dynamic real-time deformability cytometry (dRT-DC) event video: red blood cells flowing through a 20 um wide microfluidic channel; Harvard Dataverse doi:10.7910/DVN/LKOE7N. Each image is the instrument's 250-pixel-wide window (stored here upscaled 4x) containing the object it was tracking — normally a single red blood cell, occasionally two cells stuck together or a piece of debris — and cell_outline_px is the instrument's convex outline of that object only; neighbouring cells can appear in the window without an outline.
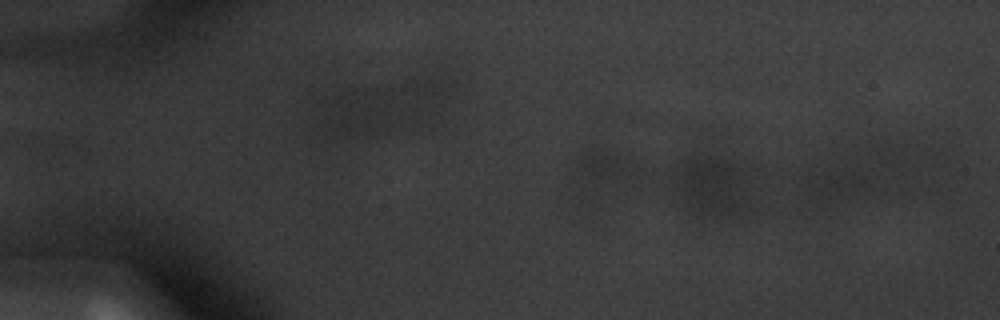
{"species": "common noctule bat (a hibernating species)", "species_latin": "Nyctalus noctula", "temperature_condition": "warm", "stored_images_in_passage": 2, "segment_of_instrument_passage": [2, 2], "camera_frame_rate_fps": 3000, "um_per_image_px": 0.085, "animal": {"sex": "male", "body_mass_g": 20.1, "forearm_length_mm": 53.5}, "frame": {"image": 1, "passage_image": 2, "time_ms": 0.333, "image_size_px": [1000, 320], "cell_outline_px": [[760, 200], [756, 208], [752, 212], [728, 216], [712, 216], [688, 212], [676, 188], [676, 168], [680, 160], [684, 156], [700, 152], [744, 160], [760, 168]], "centroid_in_image_um": [61.02, 15.71], "position_along_channel_um": 24.0, "area_um2": 32.83}}